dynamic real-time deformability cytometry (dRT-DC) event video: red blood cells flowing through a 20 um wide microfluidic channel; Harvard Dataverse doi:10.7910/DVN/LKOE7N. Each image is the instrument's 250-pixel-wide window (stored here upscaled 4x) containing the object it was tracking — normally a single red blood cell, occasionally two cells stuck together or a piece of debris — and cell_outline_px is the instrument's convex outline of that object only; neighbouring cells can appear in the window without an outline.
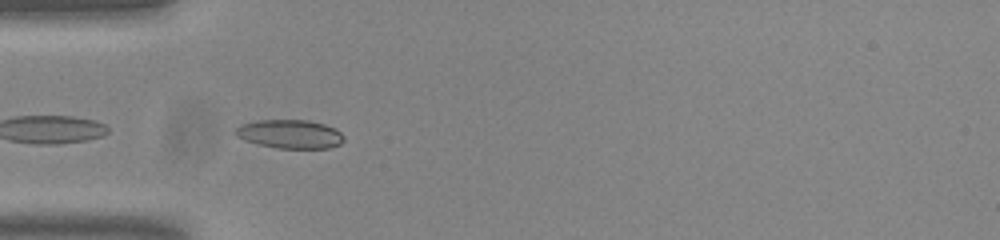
{"species": "common noctule bat (a hibernating species)", "species_latin": "Nyctalus noctula", "temperature_condition": "room temperature", "stored_images_in_passage": 43, "camera_frame_rate_fps": 3000, "um_per_image_px": 0.085, "animal": {"sex": "male", "body_mass_g": 20.0, "forearm_length_mm": 53.3}, "frame": {"image": 1, "passage_image": 6, "time_ms": 1.667, "image_size_px": [1000, 240], "cell_outline_px": [[344, 140], [340, 144], [328, 148], [276, 148], [244, 140], [236, 136], [232, 132], [240, 124], [256, 120], [308, 120], [324, 124], [336, 128], [344, 136]], "centroid_in_image_um": [24.63, 11.38], "position_along_channel_um": 60.4, "area_um2": 18.26}}
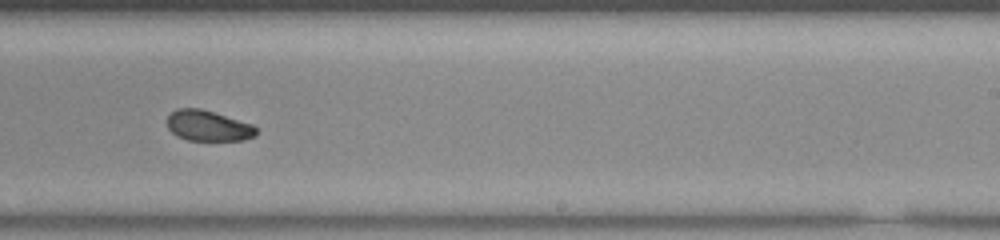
{"frame": {"image": 2, "passage_image": 23, "time_ms": 7.333, "image_size_px": [1000, 240], "cell_outline_px": [[256, 136], [244, 140], [188, 140], [176, 136], [168, 128], [168, 116], [176, 108], [200, 108], [252, 124], [256, 128]], "centroid_in_image_um": [17.68, 10.69], "position_along_channel_um": 271.3, "area_um2": 15.78}}
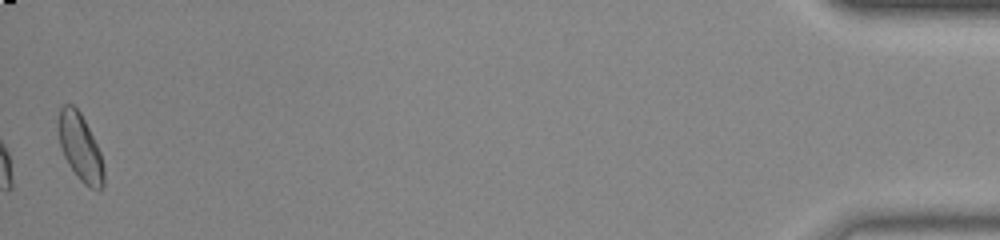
{"frame": {"image": 3, "passage_image": 43, "time_ms": 14.0, "image_size_px": [1000, 240], "cell_outline_px": [[104, 184], [100, 188], [92, 188], [84, 184], [76, 176], [68, 164], [64, 156], [60, 144], [60, 108], [64, 104], [72, 104], [80, 112], [100, 152], [104, 168]], "centroid_in_image_um": [6.84, 12.57], "position_along_channel_um": 428.4, "area_um2": 17.17}, "authors_computed_cell_mechanics": {"area_um2": 16.9932, "velocity_mm_per_s": 3.7647, "shape_relaxation_time_tau1_ms": 3.4684, "shape_relaxation_time_tau2_ms": 1.8101, "deformation_change_tau1": 0.0793, "deformation_change_tau2": 0.0566}}